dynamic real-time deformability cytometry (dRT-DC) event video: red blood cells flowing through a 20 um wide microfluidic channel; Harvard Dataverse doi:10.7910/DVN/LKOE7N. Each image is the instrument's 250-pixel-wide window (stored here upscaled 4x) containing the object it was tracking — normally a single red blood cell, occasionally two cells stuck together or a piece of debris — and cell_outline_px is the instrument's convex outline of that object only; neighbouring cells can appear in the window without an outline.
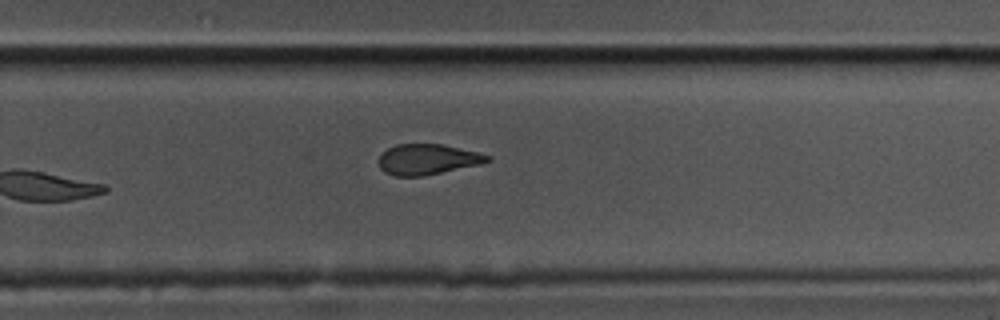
{"species": "common noctule bat (a hibernating species)", "species_latin": "Nyctalus noctula", "temperature_condition": "cold", "stored_images_in_passage": 11, "camera_frame_rate_fps": 3000, "um_per_image_px": 0.085, "animal": {"sex": "male", "body_mass_g": 17.5, "forearm_length_mm": 52.3}, "frame": {"image": 1, "passage_image": 11, "time_ms": 3.333, "image_size_px": [1000, 320], "cell_outline_px": [[492, 160], [480, 164], [420, 176], [396, 176], [384, 172], [380, 168], [380, 152], [396, 144], [444, 144], [492, 156]], "centroid_in_image_um": [36.33, 13.53], "position_along_channel_um": 293.5, "area_um2": 19.19}}